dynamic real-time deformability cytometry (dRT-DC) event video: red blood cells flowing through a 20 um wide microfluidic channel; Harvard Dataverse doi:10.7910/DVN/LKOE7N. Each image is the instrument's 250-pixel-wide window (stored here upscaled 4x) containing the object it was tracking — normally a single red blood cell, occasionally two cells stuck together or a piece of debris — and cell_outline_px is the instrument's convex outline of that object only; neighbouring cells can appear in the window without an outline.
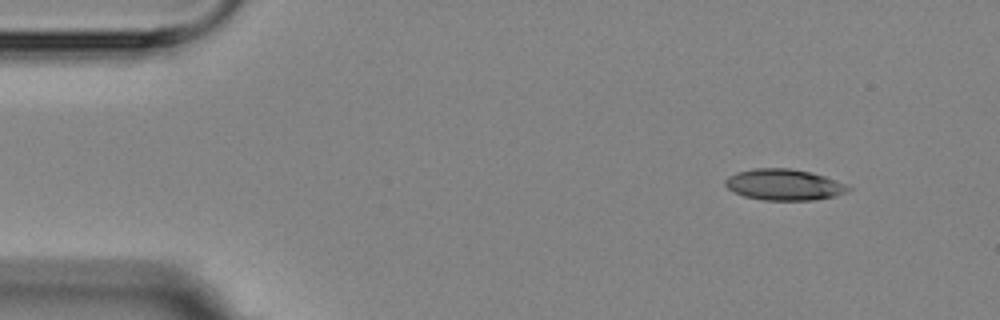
{"species": "Egyptian fruit bat (a non-hibernating species)", "species_latin": "Rousettus aegyptiacus", "temperature_condition": "room temperature", "stored_images_in_passage": 3, "camera_frame_rate_fps": 3000, "um_per_image_px": 0.085, "animal": {"sex": "female"}, "frame": {"image": 1, "passage_image": 1, "time_ms": 0.0, "image_size_px": [1000, 320], "cell_outline_px": [[852, 188], [844, 192], [832, 196], [812, 200], [764, 200], [744, 196], [728, 188], [724, 184], [724, 180], [728, 176], [736, 172], [752, 168], [788, 168], [808, 172], [824, 176], [844, 184]], "centroid_in_image_um": [66.57, 15.69], "position_along_channel_um": 18.4, "area_um2": 21.96}}
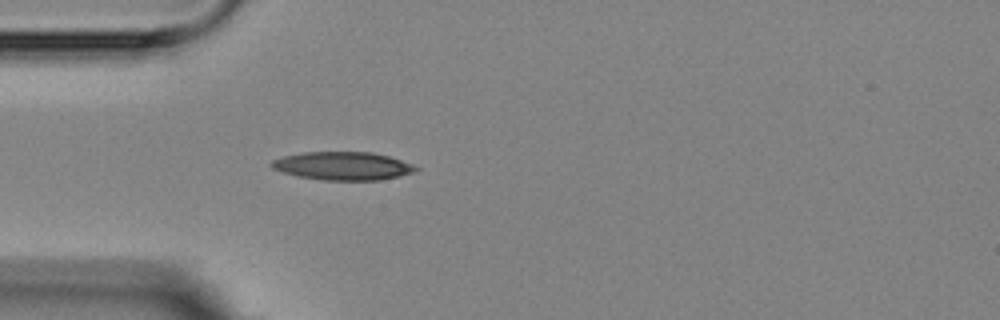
{"frame": {"image": 2, "passage_image": 3, "time_ms": 3.333, "image_size_px": [1000, 320], "cell_outline_px": [[420, 168], [416, 172], [380, 180], [324, 180], [296, 176], [272, 168], [268, 164], [272, 160], [284, 156], [304, 152], [372, 152], [388, 156], [412, 164]], "centroid_in_image_um": [29.14, 14.1], "position_along_channel_um": 55.9, "area_um2": 23.7}}